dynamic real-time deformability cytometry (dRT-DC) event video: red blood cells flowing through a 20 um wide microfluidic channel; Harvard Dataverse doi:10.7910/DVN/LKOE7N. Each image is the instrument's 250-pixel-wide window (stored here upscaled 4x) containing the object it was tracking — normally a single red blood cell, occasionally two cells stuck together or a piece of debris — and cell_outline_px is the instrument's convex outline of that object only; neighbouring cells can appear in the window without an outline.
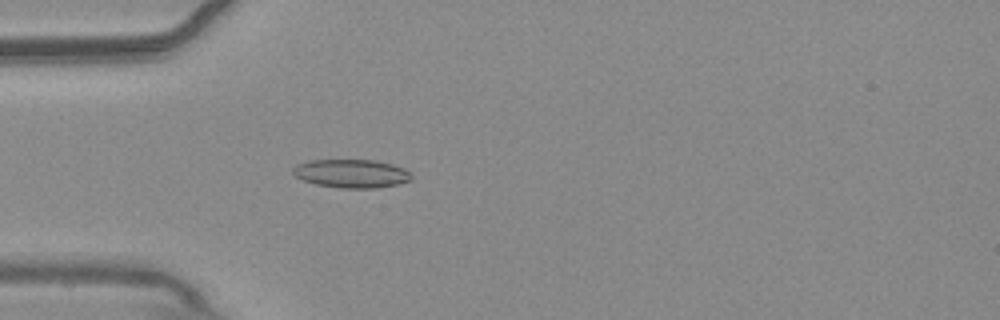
{"species": "common noctule bat (a hibernating species)", "species_latin": "Nyctalus noctula", "temperature_condition": "warm", "stored_images_in_passage": 53, "camera_frame_rate_fps": 3000, "um_per_image_px": 0.085, "animal": {"sex": "male", "body_mass_g": 20.4}, "frame": {"image": 1, "passage_image": 15, "time_ms": 4.667, "image_size_px": [1000, 320], "cell_outline_px": [[412, 180], [400, 184], [376, 188], [340, 188], [316, 184], [304, 180], [296, 176], [292, 172], [292, 168], [296, 164], [312, 160], [376, 160], [392, 164], [404, 168], [412, 172]], "centroid_in_image_um": [29.92, 14.75], "position_along_channel_um": 55.1, "area_um2": 19.83}}
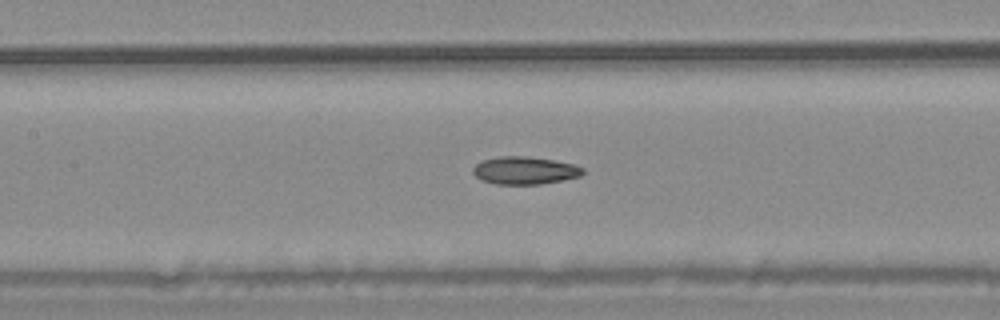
{"frame": {"image": 2, "passage_image": 24, "time_ms": 7.667, "image_size_px": [1000, 320], "cell_outline_px": [[584, 172], [580, 176], [564, 180], [540, 184], [496, 184], [480, 180], [472, 172], [472, 168], [476, 164], [484, 160], [500, 156], [528, 156], [576, 164], [584, 168]], "centroid_in_image_um": [44.62, 14.49], "position_along_channel_um": 162.8, "area_um2": 17.8}}
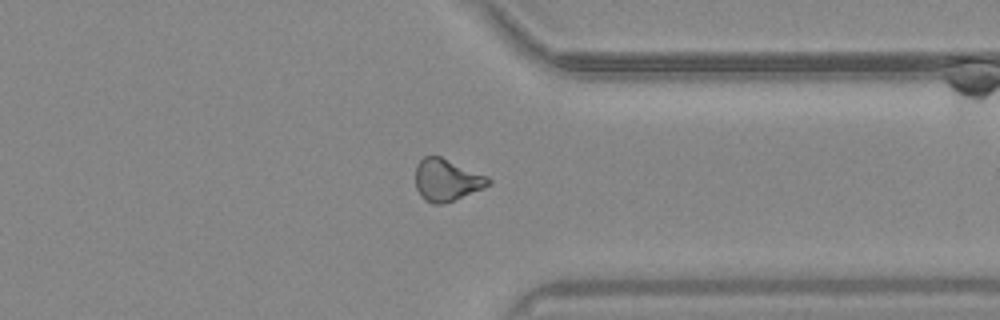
{"frame": {"image": 3, "passage_image": 41, "time_ms": 13.333, "image_size_px": [1000, 320], "cell_outline_px": [[492, 184], [484, 188], [444, 204], [432, 204], [424, 200], [420, 196], [416, 188], [416, 164], [424, 156], [440, 156], [488, 176], [492, 180]], "centroid_in_image_um": [37.98, 15.31], "position_along_channel_um": 373.4, "area_um2": 18.03}, "authors_computed_cell_mechanics": {"area_um2": 17.9758, "velocity_mm_per_s": 3.7652, "shape_relaxation_time_tau1_ms": null, "shape_relaxation_time_tau2_ms": 6.5398, "deformation_change_tau1": null, "deformation_change_tau2": 0.144}}